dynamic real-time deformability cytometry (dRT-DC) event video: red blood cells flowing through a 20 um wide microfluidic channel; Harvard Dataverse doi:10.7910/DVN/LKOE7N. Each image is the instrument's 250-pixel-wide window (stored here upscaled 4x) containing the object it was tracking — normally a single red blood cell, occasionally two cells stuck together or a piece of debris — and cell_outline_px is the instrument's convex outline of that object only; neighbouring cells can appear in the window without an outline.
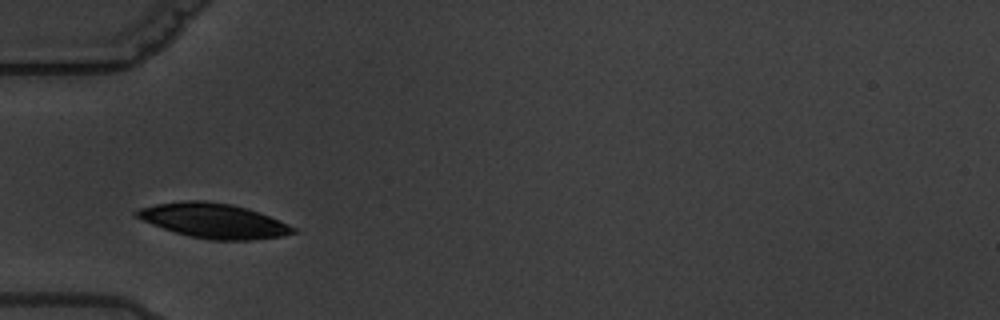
{"species": "common noctule bat (a hibernating species)", "species_latin": "Nyctalus noctula", "temperature_condition": "warm", "stored_images_in_passage": 3, "camera_frame_rate_fps": 3000, "um_per_image_px": 0.085, "animal": {"sex": "male", "body_mass_g": 19.5, "forearm_length_mm": 54.6}, "frame": {"image": 1, "passage_image": 2, "time_ms": 1.333, "image_size_px": [1000, 320], "cell_outline_px": [[296, 232], [280, 236], [252, 240], [212, 240], [188, 236], [152, 224], [136, 216], [132, 212], [136, 208], [156, 204], [188, 200], [204, 200], [232, 204], [248, 208], [280, 220], [296, 228]], "centroid_in_image_um": [18.15, 18.75], "position_along_channel_um": 66.8, "area_um2": 31.56}}